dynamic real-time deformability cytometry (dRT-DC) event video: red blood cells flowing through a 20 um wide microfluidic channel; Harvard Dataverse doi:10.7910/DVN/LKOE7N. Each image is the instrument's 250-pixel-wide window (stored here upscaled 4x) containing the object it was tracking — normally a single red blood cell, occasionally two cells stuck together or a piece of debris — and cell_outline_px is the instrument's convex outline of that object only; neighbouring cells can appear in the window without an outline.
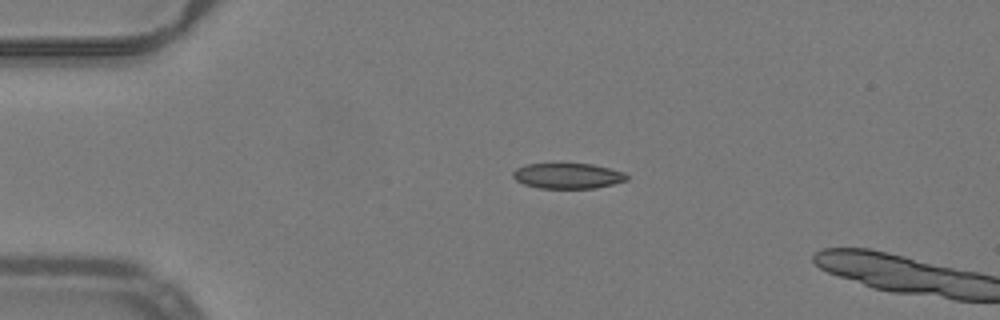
{"species": "common noctule bat (a hibernating species)", "species_latin": "Nyctalus noctula", "temperature_condition": "warm", "stored_images_in_passage": 4, "camera_frame_rate_fps": 3000, "um_per_image_px": 0.085, "animal": {"sex": "male", "body_mass_g": 19.2, "forearm_length_mm": 51.8}, "frame": {"image": 1, "passage_image": 1, "time_ms": 0.0, "image_size_px": [1000, 320], "cell_outline_px": [[628, 180], [596, 188], [540, 188], [524, 184], [516, 180], [512, 176], [512, 172], [516, 168], [524, 164], [592, 164], [624, 172], [628, 176]], "centroid_in_image_um": [48.24, 14.95], "position_along_channel_um": 36.8, "area_um2": 16.82}}